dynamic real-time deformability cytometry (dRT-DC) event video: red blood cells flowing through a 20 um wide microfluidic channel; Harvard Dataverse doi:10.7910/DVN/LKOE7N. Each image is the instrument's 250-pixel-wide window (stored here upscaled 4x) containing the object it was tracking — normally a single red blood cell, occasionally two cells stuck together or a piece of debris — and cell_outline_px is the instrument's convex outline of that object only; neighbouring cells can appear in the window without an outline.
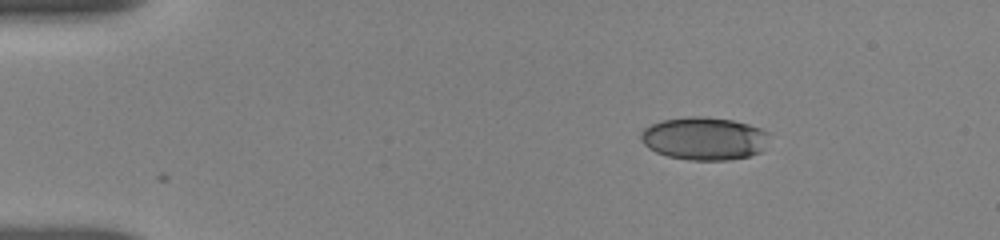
{"species": "human", "species_latin": "Homo sapiens", "temperature_condition": "room temperature", "stored_images_in_passage": 9, "camera_frame_rate_fps": 3000, "um_per_image_px": 0.085, "donor": {"sex": "female"}, "frame": {"image": 1, "passage_image": 3, "time_ms": 2.0, "image_size_px": [1000, 240], "cell_outline_px": [[768, 132], [764, 148], [760, 152], [748, 156], [728, 160], [688, 160], [668, 156], [656, 152], [648, 148], [640, 140], [640, 132], [644, 128], [660, 120], [688, 116], [704, 116], [732, 120], [748, 124], [760, 128]], "centroid_in_image_um": [59.81, 11.77], "position_along_channel_um": 25.2, "area_um2": 32.19}}
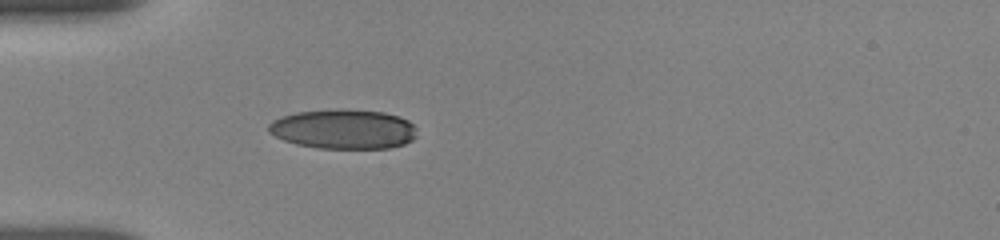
{"frame": {"image": 2, "passage_image": 6, "time_ms": 4.667, "image_size_px": [1000, 240], "cell_outline_px": [[416, 136], [412, 140], [404, 144], [388, 148], [320, 148], [296, 144], [284, 140], [268, 132], [268, 124], [272, 120], [280, 116], [296, 112], [336, 108], [340, 108], [384, 112], [400, 116], [408, 120], [416, 128]], "centroid_in_image_um": [29.19, 10.96], "position_along_channel_um": 55.8, "area_um2": 34.56}}
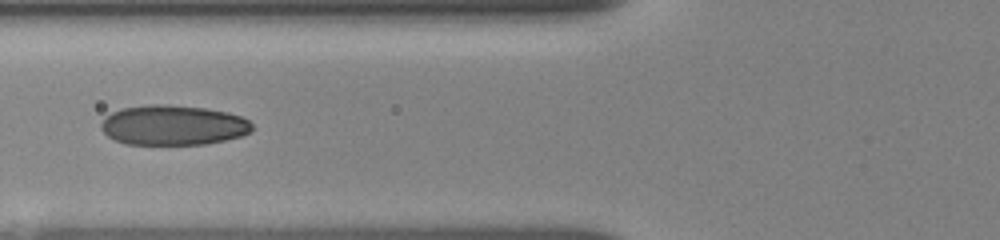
{"frame": {"image": 3, "passage_image": 8, "time_ms": 6.333, "image_size_px": [1000, 240], "cell_outline_px": [[252, 128], [248, 132], [240, 136], [224, 140], [204, 144], [124, 144], [108, 136], [100, 128], [100, 124], [104, 116], [120, 108], [152, 104], [168, 104], [204, 108], [228, 112], [240, 116], [248, 120], [252, 124]], "centroid_in_image_um": [14.67, 10.63], "position_along_channel_um": 111.1, "area_um2": 35.2}}